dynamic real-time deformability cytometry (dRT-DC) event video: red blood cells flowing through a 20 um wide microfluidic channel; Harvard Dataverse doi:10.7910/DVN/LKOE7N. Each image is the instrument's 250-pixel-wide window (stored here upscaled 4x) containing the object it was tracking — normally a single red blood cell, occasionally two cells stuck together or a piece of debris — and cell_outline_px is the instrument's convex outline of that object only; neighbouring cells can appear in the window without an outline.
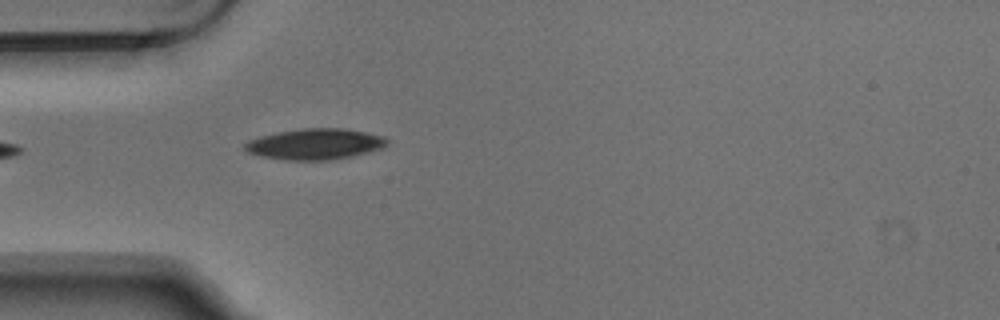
{"species": "Egyptian fruit bat (a non-hibernating species)", "species_latin": "Rousettus aegyptiacus", "temperature_condition": "warm", "stored_images_in_passage": 4, "camera_frame_rate_fps": 3000, "um_per_image_px": 0.085, "animal": {"sex": "male"}, "frame": {"image": 1, "passage_image": 4, "time_ms": 1.0, "image_size_px": [1000, 320], "cell_outline_px": [[388, 144], [384, 148], [352, 156], [328, 160], [284, 160], [264, 156], [248, 152], [244, 148], [244, 144], [248, 140], [260, 136], [276, 132], [304, 128], [340, 128], [364, 132], [384, 136], [388, 140]], "centroid_in_image_um": [26.79, 12.24], "position_along_channel_um": 58.2, "area_um2": 25.55}}